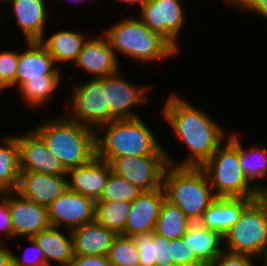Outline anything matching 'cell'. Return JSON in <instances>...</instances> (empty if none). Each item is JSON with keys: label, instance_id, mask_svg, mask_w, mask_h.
Masks as SVG:
<instances>
[{"label": "cell", "instance_id": "obj_1", "mask_svg": "<svg viewBox=\"0 0 267 266\" xmlns=\"http://www.w3.org/2000/svg\"><path fill=\"white\" fill-rule=\"evenodd\" d=\"M161 116L173 130L175 141L181 142L189 152L183 159L175 160L165 149L168 164L176 167H202L214 154L218 147L229 137L217 119L210 116L189 99L177 94L169 93ZM228 135V136H227Z\"/></svg>", "mask_w": 267, "mask_h": 266}, {"label": "cell", "instance_id": "obj_2", "mask_svg": "<svg viewBox=\"0 0 267 266\" xmlns=\"http://www.w3.org/2000/svg\"><path fill=\"white\" fill-rule=\"evenodd\" d=\"M60 115L42 118L31 129L69 171L89 163L96 156V129Z\"/></svg>", "mask_w": 267, "mask_h": 266}, {"label": "cell", "instance_id": "obj_3", "mask_svg": "<svg viewBox=\"0 0 267 266\" xmlns=\"http://www.w3.org/2000/svg\"><path fill=\"white\" fill-rule=\"evenodd\" d=\"M96 156L108 163L124 156H167L157 134L142 117L112 121L96 129Z\"/></svg>", "mask_w": 267, "mask_h": 266}, {"label": "cell", "instance_id": "obj_4", "mask_svg": "<svg viewBox=\"0 0 267 266\" xmlns=\"http://www.w3.org/2000/svg\"><path fill=\"white\" fill-rule=\"evenodd\" d=\"M116 57L126 56L149 64L178 56L179 52L160 34L152 32L138 16H123L118 23L103 29Z\"/></svg>", "mask_w": 267, "mask_h": 266}, {"label": "cell", "instance_id": "obj_5", "mask_svg": "<svg viewBox=\"0 0 267 266\" xmlns=\"http://www.w3.org/2000/svg\"><path fill=\"white\" fill-rule=\"evenodd\" d=\"M162 187L165 199L180 208L192 222H198L203 212L217 198L201 167L168 165Z\"/></svg>", "mask_w": 267, "mask_h": 266}, {"label": "cell", "instance_id": "obj_6", "mask_svg": "<svg viewBox=\"0 0 267 266\" xmlns=\"http://www.w3.org/2000/svg\"><path fill=\"white\" fill-rule=\"evenodd\" d=\"M201 168L216 197L255 199L256 187L247 179L240 165L238 132L232 131Z\"/></svg>", "mask_w": 267, "mask_h": 266}, {"label": "cell", "instance_id": "obj_7", "mask_svg": "<svg viewBox=\"0 0 267 266\" xmlns=\"http://www.w3.org/2000/svg\"><path fill=\"white\" fill-rule=\"evenodd\" d=\"M224 251L261 259L267 266V205L253 199L223 236Z\"/></svg>", "mask_w": 267, "mask_h": 266}, {"label": "cell", "instance_id": "obj_8", "mask_svg": "<svg viewBox=\"0 0 267 266\" xmlns=\"http://www.w3.org/2000/svg\"><path fill=\"white\" fill-rule=\"evenodd\" d=\"M71 89L67 101H64L66 105L62 113L68 120L94 129L109 123V105H106V89H103L102 77L73 82Z\"/></svg>", "mask_w": 267, "mask_h": 266}, {"label": "cell", "instance_id": "obj_9", "mask_svg": "<svg viewBox=\"0 0 267 266\" xmlns=\"http://www.w3.org/2000/svg\"><path fill=\"white\" fill-rule=\"evenodd\" d=\"M122 75L120 69L110 76L102 77V86L106 89V105H109V122L141 117L136 107L150 102L149 93L155 87L149 82L146 85L133 83Z\"/></svg>", "mask_w": 267, "mask_h": 266}, {"label": "cell", "instance_id": "obj_10", "mask_svg": "<svg viewBox=\"0 0 267 266\" xmlns=\"http://www.w3.org/2000/svg\"><path fill=\"white\" fill-rule=\"evenodd\" d=\"M185 1L149 0L139 10L137 16L152 31L165 38L178 52L181 32L186 27ZM185 26V27H184Z\"/></svg>", "mask_w": 267, "mask_h": 266}, {"label": "cell", "instance_id": "obj_11", "mask_svg": "<svg viewBox=\"0 0 267 266\" xmlns=\"http://www.w3.org/2000/svg\"><path fill=\"white\" fill-rule=\"evenodd\" d=\"M111 171L142 191L162 187L163 175L168 164L167 156H124L113 159Z\"/></svg>", "mask_w": 267, "mask_h": 266}, {"label": "cell", "instance_id": "obj_12", "mask_svg": "<svg viewBox=\"0 0 267 266\" xmlns=\"http://www.w3.org/2000/svg\"><path fill=\"white\" fill-rule=\"evenodd\" d=\"M51 226L74 230L95 220V201L67 189L48 207Z\"/></svg>", "mask_w": 267, "mask_h": 266}, {"label": "cell", "instance_id": "obj_13", "mask_svg": "<svg viewBox=\"0 0 267 266\" xmlns=\"http://www.w3.org/2000/svg\"><path fill=\"white\" fill-rule=\"evenodd\" d=\"M81 52L73 63V69L77 67L84 70L90 78L110 76L120 70V59L116 57L108 38L101 32L96 36H87Z\"/></svg>", "mask_w": 267, "mask_h": 266}, {"label": "cell", "instance_id": "obj_14", "mask_svg": "<svg viewBox=\"0 0 267 266\" xmlns=\"http://www.w3.org/2000/svg\"><path fill=\"white\" fill-rule=\"evenodd\" d=\"M8 205L14 240L33 238L50 227L48 208L22 197L16 191L8 192Z\"/></svg>", "mask_w": 267, "mask_h": 266}, {"label": "cell", "instance_id": "obj_15", "mask_svg": "<svg viewBox=\"0 0 267 266\" xmlns=\"http://www.w3.org/2000/svg\"><path fill=\"white\" fill-rule=\"evenodd\" d=\"M16 139L19 145L20 171L67 176L68 171L52 156L46 144L32 129L19 132Z\"/></svg>", "mask_w": 267, "mask_h": 266}, {"label": "cell", "instance_id": "obj_16", "mask_svg": "<svg viewBox=\"0 0 267 266\" xmlns=\"http://www.w3.org/2000/svg\"><path fill=\"white\" fill-rule=\"evenodd\" d=\"M19 52L15 88L18 90L27 80H44V76H62L61 69L39 41H25Z\"/></svg>", "mask_w": 267, "mask_h": 266}, {"label": "cell", "instance_id": "obj_17", "mask_svg": "<svg viewBox=\"0 0 267 266\" xmlns=\"http://www.w3.org/2000/svg\"><path fill=\"white\" fill-rule=\"evenodd\" d=\"M165 200L163 187L143 191L133 202L127 218L124 232L121 235L151 234L156 227L161 205Z\"/></svg>", "mask_w": 267, "mask_h": 266}, {"label": "cell", "instance_id": "obj_18", "mask_svg": "<svg viewBox=\"0 0 267 266\" xmlns=\"http://www.w3.org/2000/svg\"><path fill=\"white\" fill-rule=\"evenodd\" d=\"M67 189V176L21 171L16 192L48 208Z\"/></svg>", "mask_w": 267, "mask_h": 266}, {"label": "cell", "instance_id": "obj_19", "mask_svg": "<svg viewBox=\"0 0 267 266\" xmlns=\"http://www.w3.org/2000/svg\"><path fill=\"white\" fill-rule=\"evenodd\" d=\"M49 0H13L10 4L11 16L21 30L24 41H39L47 30Z\"/></svg>", "mask_w": 267, "mask_h": 266}, {"label": "cell", "instance_id": "obj_20", "mask_svg": "<svg viewBox=\"0 0 267 266\" xmlns=\"http://www.w3.org/2000/svg\"><path fill=\"white\" fill-rule=\"evenodd\" d=\"M110 164L97 156L67 172L68 189L97 201L111 173Z\"/></svg>", "mask_w": 267, "mask_h": 266}, {"label": "cell", "instance_id": "obj_21", "mask_svg": "<svg viewBox=\"0 0 267 266\" xmlns=\"http://www.w3.org/2000/svg\"><path fill=\"white\" fill-rule=\"evenodd\" d=\"M33 239L43 251L47 266L72 265L74 247L70 230L50 226Z\"/></svg>", "mask_w": 267, "mask_h": 266}, {"label": "cell", "instance_id": "obj_22", "mask_svg": "<svg viewBox=\"0 0 267 266\" xmlns=\"http://www.w3.org/2000/svg\"><path fill=\"white\" fill-rule=\"evenodd\" d=\"M253 199L217 197L203 212L198 221L207 229L215 230L222 236L239 220L243 209Z\"/></svg>", "mask_w": 267, "mask_h": 266}, {"label": "cell", "instance_id": "obj_23", "mask_svg": "<svg viewBox=\"0 0 267 266\" xmlns=\"http://www.w3.org/2000/svg\"><path fill=\"white\" fill-rule=\"evenodd\" d=\"M52 34V35H51ZM47 36V31L39 42L45 47L47 52L53 57L55 64L60 68V64L68 63V66L76 61L87 41V34L77 30L63 29ZM48 37V38H47ZM70 63V64H69Z\"/></svg>", "mask_w": 267, "mask_h": 266}, {"label": "cell", "instance_id": "obj_24", "mask_svg": "<svg viewBox=\"0 0 267 266\" xmlns=\"http://www.w3.org/2000/svg\"><path fill=\"white\" fill-rule=\"evenodd\" d=\"M74 255H107L117 234L96 220L71 231Z\"/></svg>", "mask_w": 267, "mask_h": 266}, {"label": "cell", "instance_id": "obj_25", "mask_svg": "<svg viewBox=\"0 0 267 266\" xmlns=\"http://www.w3.org/2000/svg\"><path fill=\"white\" fill-rule=\"evenodd\" d=\"M182 238L204 265L224 251L223 236L215 230L205 228L199 222H192Z\"/></svg>", "mask_w": 267, "mask_h": 266}, {"label": "cell", "instance_id": "obj_26", "mask_svg": "<svg viewBox=\"0 0 267 266\" xmlns=\"http://www.w3.org/2000/svg\"><path fill=\"white\" fill-rule=\"evenodd\" d=\"M0 138V194H3L17 190L21 171L16 134Z\"/></svg>", "mask_w": 267, "mask_h": 266}, {"label": "cell", "instance_id": "obj_27", "mask_svg": "<svg viewBox=\"0 0 267 266\" xmlns=\"http://www.w3.org/2000/svg\"><path fill=\"white\" fill-rule=\"evenodd\" d=\"M139 254V266H174L171 259V240L156 234L133 236Z\"/></svg>", "mask_w": 267, "mask_h": 266}, {"label": "cell", "instance_id": "obj_28", "mask_svg": "<svg viewBox=\"0 0 267 266\" xmlns=\"http://www.w3.org/2000/svg\"><path fill=\"white\" fill-rule=\"evenodd\" d=\"M62 80L63 76H44V80H27L17 93H20L21 102H24L25 106L37 112L52 102V96L62 85Z\"/></svg>", "mask_w": 267, "mask_h": 266}, {"label": "cell", "instance_id": "obj_29", "mask_svg": "<svg viewBox=\"0 0 267 266\" xmlns=\"http://www.w3.org/2000/svg\"><path fill=\"white\" fill-rule=\"evenodd\" d=\"M238 134V156L242 171L247 179L257 188L267 175V145H249L244 147Z\"/></svg>", "mask_w": 267, "mask_h": 266}, {"label": "cell", "instance_id": "obj_30", "mask_svg": "<svg viewBox=\"0 0 267 266\" xmlns=\"http://www.w3.org/2000/svg\"><path fill=\"white\" fill-rule=\"evenodd\" d=\"M191 223L180 208L165 199L154 232L170 241L182 237Z\"/></svg>", "mask_w": 267, "mask_h": 266}, {"label": "cell", "instance_id": "obj_31", "mask_svg": "<svg viewBox=\"0 0 267 266\" xmlns=\"http://www.w3.org/2000/svg\"><path fill=\"white\" fill-rule=\"evenodd\" d=\"M130 208L131 202L123 200L95 202V220L120 235L124 232Z\"/></svg>", "mask_w": 267, "mask_h": 266}, {"label": "cell", "instance_id": "obj_32", "mask_svg": "<svg viewBox=\"0 0 267 266\" xmlns=\"http://www.w3.org/2000/svg\"><path fill=\"white\" fill-rule=\"evenodd\" d=\"M110 266H139V254L133 237L117 235L108 254Z\"/></svg>", "mask_w": 267, "mask_h": 266}, {"label": "cell", "instance_id": "obj_33", "mask_svg": "<svg viewBox=\"0 0 267 266\" xmlns=\"http://www.w3.org/2000/svg\"><path fill=\"white\" fill-rule=\"evenodd\" d=\"M142 192L137 186L111 172L100 198L95 202H133Z\"/></svg>", "mask_w": 267, "mask_h": 266}, {"label": "cell", "instance_id": "obj_34", "mask_svg": "<svg viewBox=\"0 0 267 266\" xmlns=\"http://www.w3.org/2000/svg\"><path fill=\"white\" fill-rule=\"evenodd\" d=\"M19 50H0V95L9 88H15Z\"/></svg>", "mask_w": 267, "mask_h": 266}, {"label": "cell", "instance_id": "obj_35", "mask_svg": "<svg viewBox=\"0 0 267 266\" xmlns=\"http://www.w3.org/2000/svg\"><path fill=\"white\" fill-rule=\"evenodd\" d=\"M171 259L174 266H205L182 237L171 240Z\"/></svg>", "mask_w": 267, "mask_h": 266}, {"label": "cell", "instance_id": "obj_36", "mask_svg": "<svg viewBox=\"0 0 267 266\" xmlns=\"http://www.w3.org/2000/svg\"><path fill=\"white\" fill-rule=\"evenodd\" d=\"M29 246L23 251V255H18L13 251V266H47L43 251L33 238H26Z\"/></svg>", "mask_w": 267, "mask_h": 266}, {"label": "cell", "instance_id": "obj_37", "mask_svg": "<svg viewBox=\"0 0 267 266\" xmlns=\"http://www.w3.org/2000/svg\"><path fill=\"white\" fill-rule=\"evenodd\" d=\"M258 259L249 255L231 254L223 251L205 266H258ZM264 266V265H261Z\"/></svg>", "mask_w": 267, "mask_h": 266}, {"label": "cell", "instance_id": "obj_38", "mask_svg": "<svg viewBox=\"0 0 267 266\" xmlns=\"http://www.w3.org/2000/svg\"><path fill=\"white\" fill-rule=\"evenodd\" d=\"M223 2L232 6L235 10L240 12L254 13L264 19H267V0H223Z\"/></svg>", "mask_w": 267, "mask_h": 266}, {"label": "cell", "instance_id": "obj_39", "mask_svg": "<svg viewBox=\"0 0 267 266\" xmlns=\"http://www.w3.org/2000/svg\"><path fill=\"white\" fill-rule=\"evenodd\" d=\"M8 240H14V232L9 211L7 192L0 194V241L7 242Z\"/></svg>", "mask_w": 267, "mask_h": 266}, {"label": "cell", "instance_id": "obj_40", "mask_svg": "<svg viewBox=\"0 0 267 266\" xmlns=\"http://www.w3.org/2000/svg\"><path fill=\"white\" fill-rule=\"evenodd\" d=\"M71 266H110L107 255H74Z\"/></svg>", "mask_w": 267, "mask_h": 266}, {"label": "cell", "instance_id": "obj_41", "mask_svg": "<svg viewBox=\"0 0 267 266\" xmlns=\"http://www.w3.org/2000/svg\"><path fill=\"white\" fill-rule=\"evenodd\" d=\"M12 249L10 250L3 241H0V266H13Z\"/></svg>", "mask_w": 267, "mask_h": 266}, {"label": "cell", "instance_id": "obj_42", "mask_svg": "<svg viewBox=\"0 0 267 266\" xmlns=\"http://www.w3.org/2000/svg\"><path fill=\"white\" fill-rule=\"evenodd\" d=\"M267 175L264 179V181L262 182V184L265 182V184H267ZM255 199L261 203H263L264 205H267V185H258V187L256 188V196Z\"/></svg>", "mask_w": 267, "mask_h": 266}, {"label": "cell", "instance_id": "obj_43", "mask_svg": "<svg viewBox=\"0 0 267 266\" xmlns=\"http://www.w3.org/2000/svg\"><path fill=\"white\" fill-rule=\"evenodd\" d=\"M120 4H125L127 5V8H137L136 11H138L143 5H145L149 0H116Z\"/></svg>", "mask_w": 267, "mask_h": 266}, {"label": "cell", "instance_id": "obj_44", "mask_svg": "<svg viewBox=\"0 0 267 266\" xmlns=\"http://www.w3.org/2000/svg\"><path fill=\"white\" fill-rule=\"evenodd\" d=\"M68 2H70L71 1V4L73 3H75V6L78 4L79 5V3L82 5L83 4V2L81 1V0H67Z\"/></svg>", "mask_w": 267, "mask_h": 266}, {"label": "cell", "instance_id": "obj_45", "mask_svg": "<svg viewBox=\"0 0 267 266\" xmlns=\"http://www.w3.org/2000/svg\"><path fill=\"white\" fill-rule=\"evenodd\" d=\"M13 0H0V4L3 6V2H4V4H10L11 2H12ZM1 5H0V7H1Z\"/></svg>", "mask_w": 267, "mask_h": 266}, {"label": "cell", "instance_id": "obj_46", "mask_svg": "<svg viewBox=\"0 0 267 266\" xmlns=\"http://www.w3.org/2000/svg\"><path fill=\"white\" fill-rule=\"evenodd\" d=\"M0 10H1V9H0ZM1 15H3V13L0 12V26H1L2 20L4 19V18H2ZM0 30H1V27H0Z\"/></svg>", "mask_w": 267, "mask_h": 266}, {"label": "cell", "instance_id": "obj_47", "mask_svg": "<svg viewBox=\"0 0 267 266\" xmlns=\"http://www.w3.org/2000/svg\"><path fill=\"white\" fill-rule=\"evenodd\" d=\"M83 3H88L89 1L88 0H81ZM90 1H92V0H90Z\"/></svg>", "mask_w": 267, "mask_h": 266}]
</instances>
